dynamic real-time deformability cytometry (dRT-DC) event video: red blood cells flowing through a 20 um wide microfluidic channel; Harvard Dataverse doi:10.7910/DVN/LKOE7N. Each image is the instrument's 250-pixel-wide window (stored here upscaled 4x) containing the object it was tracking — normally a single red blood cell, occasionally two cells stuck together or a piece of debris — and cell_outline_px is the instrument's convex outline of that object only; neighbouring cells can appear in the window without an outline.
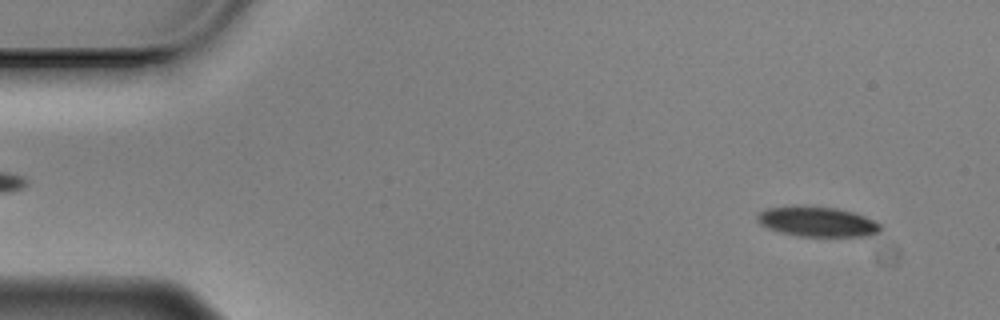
{"species": "Egyptian fruit bat (a non-hibernating species)", "species_latin": "Rousettus aegyptiacus", "temperature_condition": "cold", "stored_images_in_passage": 57, "camera_frame_rate_fps": 3000, "um_per_image_px": 0.085, "animal": {"sex": "male"}, "frame": {"image": 1, "passage_image": 4, "time_ms": 1.0, "image_size_px": [1000, 320], "cell_outline_px": [[880, 232], [868, 236], [800, 236], [780, 232], [768, 228], [760, 224], [756, 220], [756, 216], [760, 212], [768, 208], [792, 204], [804, 204], [836, 208], [852, 212], [864, 216], [880, 224]], "centroid_in_image_um": [69.42, 18.81], "position_along_channel_um": 15.6, "area_um2": 21.85}}
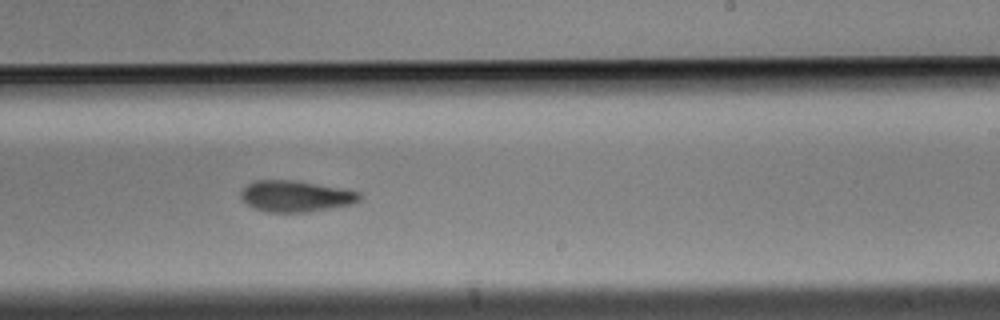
{"frame": {"image": 2, "passage_image": 34, "time_ms": 11.0, "image_size_px": [1000, 320], "cell_outline_px": [[360, 200], [352, 204], [304, 212], [268, 212], [256, 208], [248, 204], [240, 196], [240, 192], [248, 184], [256, 180], [296, 180], [344, 188], [360, 192]], "centroid_in_image_um": [25.15, 16.66], "position_along_channel_um": 263.8, "area_um2": 21.44}}
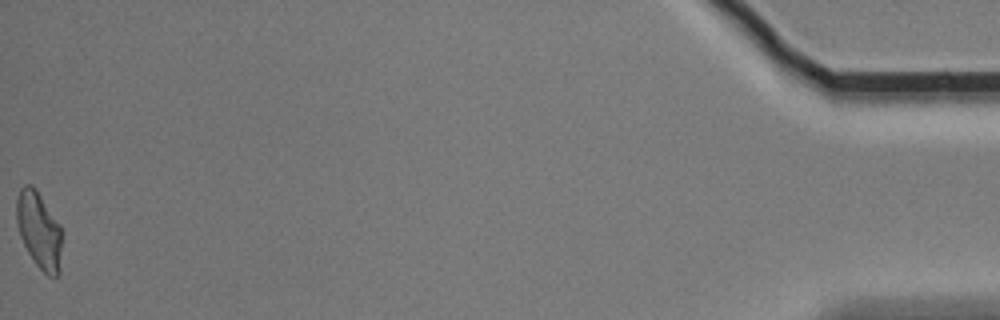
{"frame": {"image": 3, "passage_image": 57, "time_ms": 18.667, "image_size_px": [1000, 320], "cell_outline_px": [[60, 272], [56, 276], [48, 276], [36, 264], [28, 252], [20, 236], [16, 220], [16, 200], [20, 188], [24, 184], [32, 184], [36, 188], [60, 224]], "centroid_in_image_um": [3.29, 19.52], "position_along_channel_um": 431.9, "area_um2": 20.17}, "authors_computed_cell_mechanics": {"area_um2": 21.8484, "velocity_mm_per_s": 3.4899, "shape_relaxation_time_tau1_ms": 6.9298, "shape_relaxation_time_tau2_ms": null, "deformation_change_tau1": 0.14, "deformation_change_tau2": null}}